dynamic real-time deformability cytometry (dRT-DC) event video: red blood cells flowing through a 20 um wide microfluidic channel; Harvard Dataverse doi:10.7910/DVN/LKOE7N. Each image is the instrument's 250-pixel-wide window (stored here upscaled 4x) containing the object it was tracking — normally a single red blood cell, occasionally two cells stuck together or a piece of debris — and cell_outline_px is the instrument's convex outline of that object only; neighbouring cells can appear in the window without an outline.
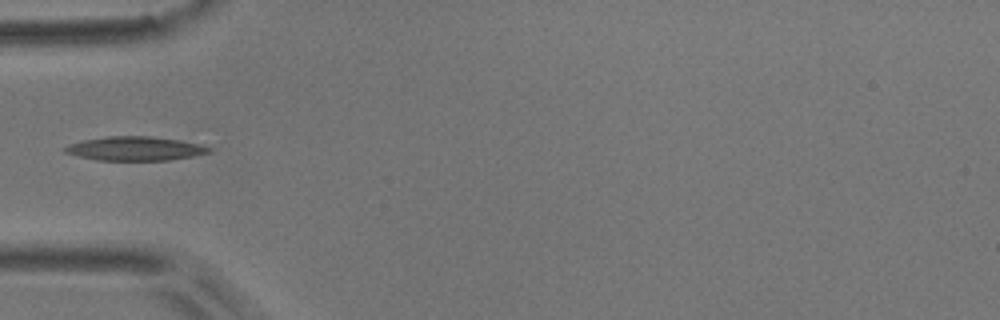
{"species": "common noctule bat (a hibernating species)", "species_latin": "Nyctalus noctula", "temperature_condition": "room temperature", "stored_images_in_passage": 5, "camera_frame_rate_fps": 3000, "um_per_image_px": 0.085, "animal": {"sex": "male", "body_mass_g": 17.9}, "frame": {"image": 1, "passage_image": 5, "time_ms": 1.333, "image_size_px": [1000, 320], "cell_outline_px": [[212, 152], [192, 156], [168, 160], [96, 160], [64, 152], [64, 148], [68, 144], [84, 140], [108, 136], [148, 136], [180, 140], [200, 144], [212, 148]], "centroid_in_image_um": [11.5, 12.62], "position_along_channel_um": 73.5, "area_um2": 20.0}}